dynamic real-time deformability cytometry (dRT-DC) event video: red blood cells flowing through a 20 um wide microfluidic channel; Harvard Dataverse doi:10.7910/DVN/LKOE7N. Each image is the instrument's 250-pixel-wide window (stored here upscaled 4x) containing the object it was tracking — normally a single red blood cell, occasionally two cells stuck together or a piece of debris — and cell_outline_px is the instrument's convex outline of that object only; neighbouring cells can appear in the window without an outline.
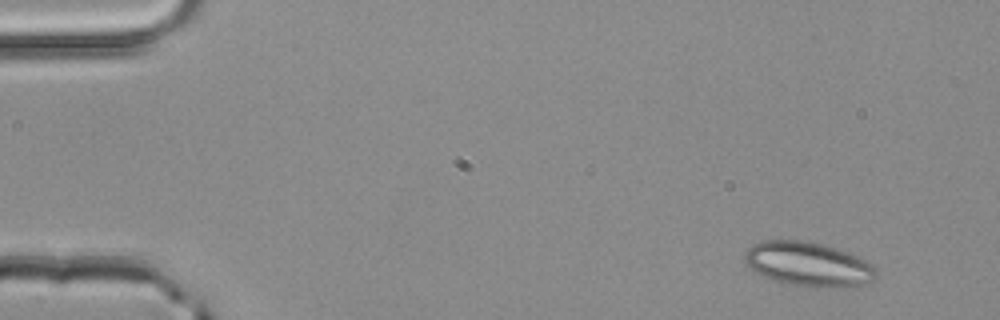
{"species": "common noctule bat (a hibernating species)", "species_latin": "Nyctalus noctula", "temperature_condition": "room temperature", "stored_images_in_passage": 3, "camera_frame_rate_fps": 3000, "um_per_image_px": 0.085, "animal": {"sex": "male", "body_mass_g": 20.4}, "frame": {"image": 1, "passage_image": 1, "time_ms": 0.0, "image_size_px": [1000, 320], "cell_outline_px": [[876, 276], [868, 284], [848, 288], [816, 288], [788, 284], [764, 276], [756, 272], [744, 264], [744, 252], [752, 244], [764, 240], [804, 240], [824, 244], [840, 248], [872, 264], [876, 268]], "centroid_in_image_um": [68.72, 22.46], "position_along_channel_um": 16.3, "area_um2": 34.62}}